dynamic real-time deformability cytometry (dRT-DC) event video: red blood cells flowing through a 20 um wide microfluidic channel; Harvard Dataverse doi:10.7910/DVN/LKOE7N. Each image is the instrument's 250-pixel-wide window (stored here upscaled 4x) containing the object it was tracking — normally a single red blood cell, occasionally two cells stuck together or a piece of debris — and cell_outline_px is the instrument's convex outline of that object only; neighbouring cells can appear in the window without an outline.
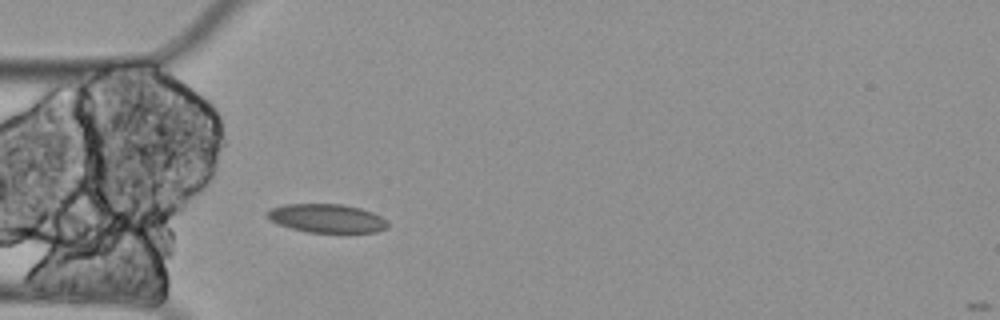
{"species": "Egyptian fruit bat (a non-hibernating species)", "species_latin": "Rousettus aegyptiacus", "temperature_condition": "cold", "stored_images_in_passage": 4, "camera_frame_rate_fps": 3000, "um_per_image_px": 0.085, "animal": {"sex": "female"}, "frame": {"image": 1, "passage_image": 4, "time_ms": 1.0, "image_size_px": [1000, 320], "cell_outline_px": [[388, 228], [376, 232], [308, 232], [292, 228], [280, 224], [272, 220], [268, 216], [268, 212], [272, 208], [284, 204], [344, 204], [360, 208], [372, 212], [388, 220]], "centroid_in_image_um": [27.85, 18.55], "position_along_channel_um": 57.2, "area_um2": 19.88}}